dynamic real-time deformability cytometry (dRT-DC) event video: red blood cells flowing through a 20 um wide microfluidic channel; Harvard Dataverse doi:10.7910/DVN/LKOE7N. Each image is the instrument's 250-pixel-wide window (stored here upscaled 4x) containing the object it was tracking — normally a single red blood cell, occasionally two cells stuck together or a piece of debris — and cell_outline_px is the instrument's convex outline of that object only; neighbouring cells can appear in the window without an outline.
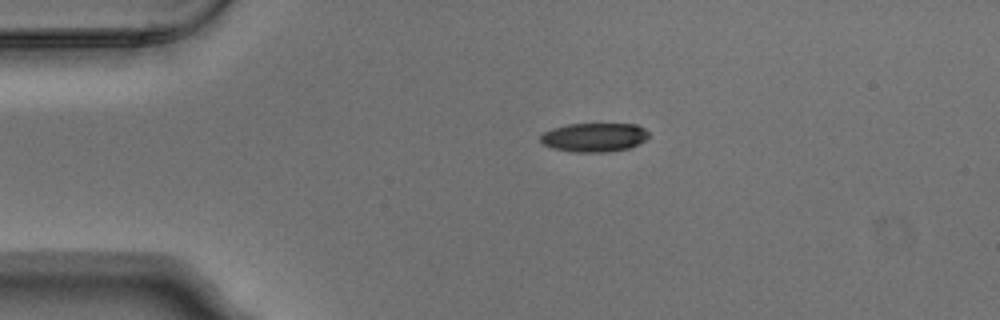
{"species": "Egyptian fruit bat (a non-hibernating species)", "species_latin": "Rousettus aegyptiacus", "temperature_condition": "warm", "stored_images_in_passage": 2, "camera_frame_rate_fps": 3000, "um_per_image_px": 0.085, "animal": {"sex": "male"}, "frame": {"image": 1, "passage_image": 1, "time_ms": 0.0, "image_size_px": [1000, 320], "cell_outline_px": [[648, 136], [644, 140], [628, 148], [608, 152], [572, 152], [552, 148], [544, 144], [540, 140], [540, 136], [544, 132], [552, 128], [568, 124], [636, 124], [644, 128], [648, 132]], "centroid_in_image_um": [50.48, 11.67], "position_along_channel_um": 34.5, "area_um2": 18.15}}